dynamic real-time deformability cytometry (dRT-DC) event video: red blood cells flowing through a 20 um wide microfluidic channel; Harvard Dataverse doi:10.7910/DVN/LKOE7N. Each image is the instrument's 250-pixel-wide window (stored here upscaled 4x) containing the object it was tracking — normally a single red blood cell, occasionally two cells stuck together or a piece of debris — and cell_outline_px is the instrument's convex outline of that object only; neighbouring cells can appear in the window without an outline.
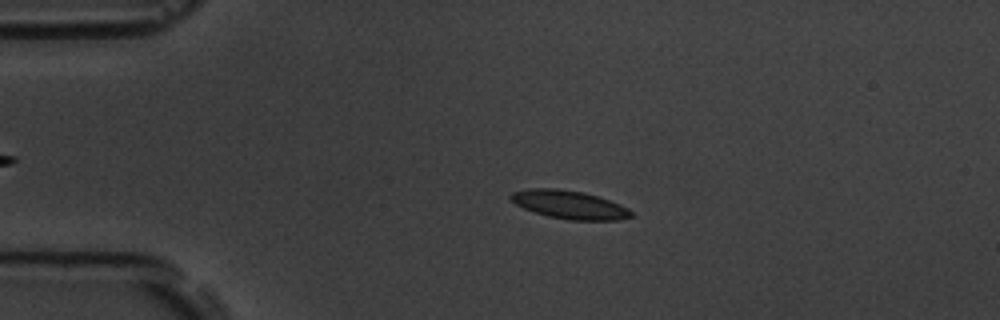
{"species": "common noctule bat (a hibernating species)", "species_latin": "Nyctalus noctula", "temperature_condition": "room temperature", "stored_images_in_passage": 7, "camera_frame_rate_fps": 3000, "um_per_image_px": 0.085, "animal": {"sex": "male", "body_mass_g": 19.5, "forearm_length_mm": 54.6}, "frame": {"image": 1, "passage_image": 3, "time_ms": 2.333, "image_size_px": [1000, 320], "cell_outline_px": [[632, 216], [620, 220], [568, 220], [548, 216], [524, 208], [516, 204], [508, 196], [512, 192], [528, 188], [556, 188], [584, 192], [620, 204], [628, 208], [632, 212]], "centroid_in_image_um": [48.39, 17.39], "position_along_channel_um": 36.6, "area_um2": 19.77}}
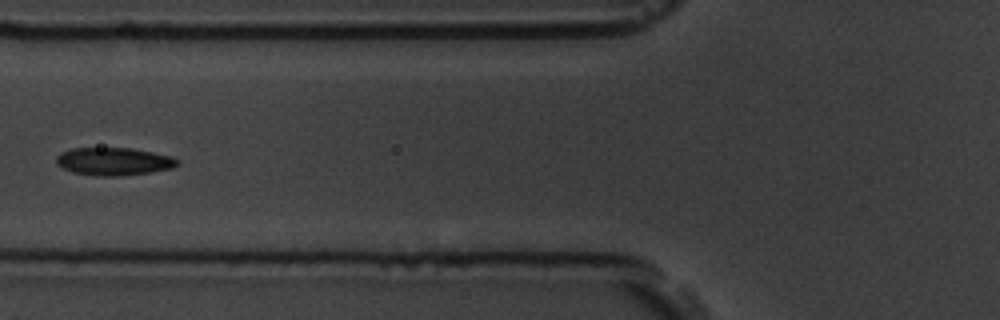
{"frame": {"image": 2, "passage_image": 6, "time_ms": 5.667, "image_size_px": [1000, 320], "cell_outline_px": [[180, 164], [172, 168], [152, 172], [120, 176], [100, 176], [72, 172], [56, 164], [56, 156], [60, 152], [72, 148], [132, 148], [172, 156], [180, 160]], "centroid_in_image_um": [9.69, 13.72], "position_along_channel_um": 116.1, "area_um2": 19.77}}
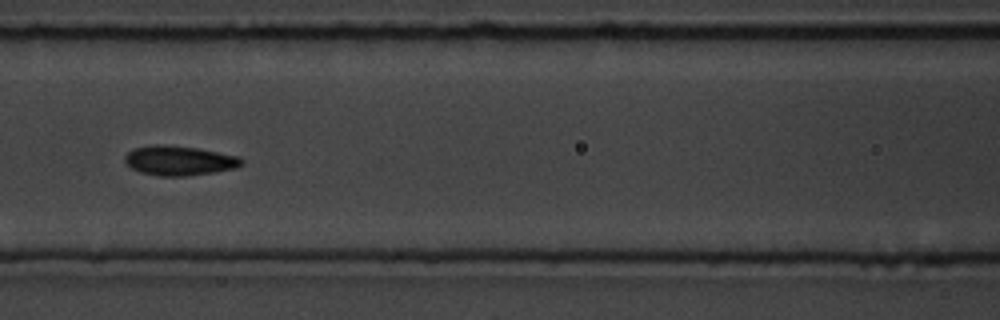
{"frame": {"image": 3, "passage_image": 7, "time_ms": 6.667, "image_size_px": [1000, 320], "cell_outline_px": [[244, 164], [236, 168], [216, 172], [188, 176], [160, 176], [140, 172], [132, 168], [124, 160], [124, 156], [132, 148], [152, 144], [164, 144], [196, 148], [240, 156], [244, 160]], "centroid_in_image_um": [15.25, 13.64], "position_along_channel_um": 151.3, "area_um2": 20.4}}